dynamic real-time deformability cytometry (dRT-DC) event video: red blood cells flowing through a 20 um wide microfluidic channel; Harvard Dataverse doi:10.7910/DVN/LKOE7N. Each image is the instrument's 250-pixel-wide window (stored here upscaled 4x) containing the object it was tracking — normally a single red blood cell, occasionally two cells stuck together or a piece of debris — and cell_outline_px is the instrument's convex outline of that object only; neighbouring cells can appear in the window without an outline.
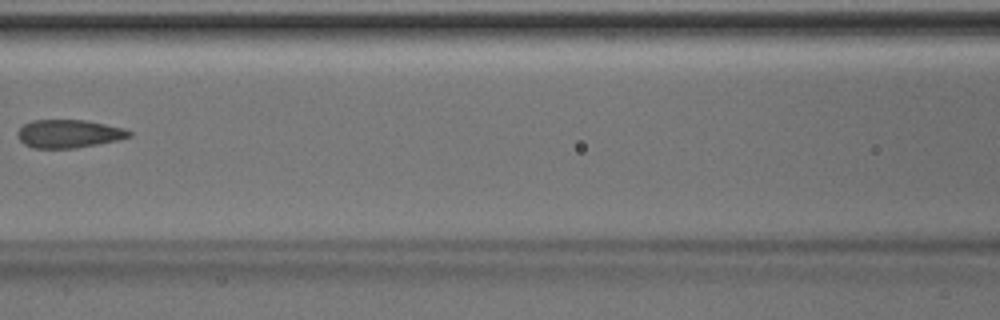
{"species": "Egyptian fruit bat (a non-hibernating species)", "species_latin": "Rousettus aegyptiacus", "temperature_condition": "room temperature", "stored_images_in_passage": 6, "camera_frame_rate_fps": 3000, "um_per_image_px": 0.085, "animal": {"sex": "male"}, "frame": {"image": 1, "passage_image": 6, "time_ms": 1.667, "image_size_px": [1000, 320], "cell_outline_px": [[132, 136], [116, 140], [76, 148], [32, 148], [24, 144], [16, 136], [16, 132], [24, 124], [32, 120], [84, 120], [124, 128], [132, 132]], "centroid_in_image_um": [5.81, 11.37], "position_along_channel_um": 160.8, "area_um2": 18.26}}